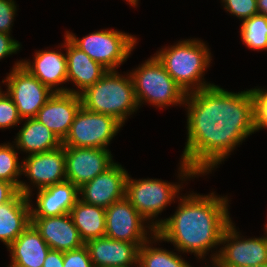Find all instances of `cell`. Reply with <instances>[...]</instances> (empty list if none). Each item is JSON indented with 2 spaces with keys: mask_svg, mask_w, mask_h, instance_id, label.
<instances>
[{
  "mask_svg": "<svg viewBox=\"0 0 267 267\" xmlns=\"http://www.w3.org/2000/svg\"><path fill=\"white\" fill-rule=\"evenodd\" d=\"M187 142L179 180L212 172L256 132L252 90L230 92L212 85L186 94Z\"/></svg>",
  "mask_w": 267,
  "mask_h": 267,
  "instance_id": "cell-1",
  "label": "cell"
},
{
  "mask_svg": "<svg viewBox=\"0 0 267 267\" xmlns=\"http://www.w3.org/2000/svg\"><path fill=\"white\" fill-rule=\"evenodd\" d=\"M214 193L200 195L193 192L180 196L174 215L155 221L160 241L170 242L178 252H191L202 260L210 250L212 253L213 248L217 249L232 220L227 196Z\"/></svg>",
  "mask_w": 267,
  "mask_h": 267,
  "instance_id": "cell-2",
  "label": "cell"
},
{
  "mask_svg": "<svg viewBox=\"0 0 267 267\" xmlns=\"http://www.w3.org/2000/svg\"><path fill=\"white\" fill-rule=\"evenodd\" d=\"M209 50L203 41L194 38L180 40L176 45L166 46L154 55L187 94L214 85L204 81V72L212 60Z\"/></svg>",
  "mask_w": 267,
  "mask_h": 267,
  "instance_id": "cell-3",
  "label": "cell"
},
{
  "mask_svg": "<svg viewBox=\"0 0 267 267\" xmlns=\"http://www.w3.org/2000/svg\"><path fill=\"white\" fill-rule=\"evenodd\" d=\"M82 107L95 113L113 116L122 125L139 109L130 73H107L79 94Z\"/></svg>",
  "mask_w": 267,
  "mask_h": 267,
  "instance_id": "cell-4",
  "label": "cell"
},
{
  "mask_svg": "<svg viewBox=\"0 0 267 267\" xmlns=\"http://www.w3.org/2000/svg\"><path fill=\"white\" fill-rule=\"evenodd\" d=\"M130 75L139 107L145 102L162 109L173 105L184 106L186 92L172 79L155 55L132 70Z\"/></svg>",
  "mask_w": 267,
  "mask_h": 267,
  "instance_id": "cell-5",
  "label": "cell"
},
{
  "mask_svg": "<svg viewBox=\"0 0 267 267\" xmlns=\"http://www.w3.org/2000/svg\"><path fill=\"white\" fill-rule=\"evenodd\" d=\"M65 36L108 71H116L125 63L137 44L135 36L113 29L95 31L82 39L70 31H66Z\"/></svg>",
  "mask_w": 267,
  "mask_h": 267,
  "instance_id": "cell-6",
  "label": "cell"
},
{
  "mask_svg": "<svg viewBox=\"0 0 267 267\" xmlns=\"http://www.w3.org/2000/svg\"><path fill=\"white\" fill-rule=\"evenodd\" d=\"M179 183L160 179H132L128 173L125 184V197L131 205L155 227V219L165 208L179 198ZM177 196V197H176ZM153 218V219H152ZM151 221V222H150Z\"/></svg>",
  "mask_w": 267,
  "mask_h": 267,
  "instance_id": "cell-7",
  "label": "cell"
},
{
  "mask_svg": "<svg viewBox=\"0 0 267 267\" xmlns=\"http://www.w3.org/2000/svg\"><path fill=\"white\" fill-rule=\"evenodd\" d=\"M123 125L113 116L95 113L81 107L71 124L63 146L108 149Z\"/></svg>",
  "mask_w": 267,
  "mask_h": 267,
  "instance_id": "cell-8",
  "label": "cell"
},
{
  "mask_svg": "<svg viewBox=\"0 0 267 267\" xmlns=\"http://www.w3.org/2000/svg\"><path fill=\"white\" fill-rule=\"evenodd\" d=\"M2 83L7 86L6 92L12 98L22 120L35 118L54 93L22 66V60L15 63Z\"/></svg>",
  "mask_w": 267,
  "mask_h": 267,
  "instance_id": "cell-9",
  "label": "cell"
},
{
  "mask_svg": "<svg viewBox=\"0 0 267 267\" xmlns=\"http://www.w3.org/2000/svg\"><path fill=\"white\" fill-rule=\"evenodd\" d=\"M221 245L211 259H218L226 267H250L267 264V234L262 237L244 239L233 221L222 234Z\"/></svg>",
  "mask_w": 267,
  "mask_h": 267,
  "instance_id": "cell-10",
  "label": "cell"
},
{
  "mask_svg": "<svg viewBox=\"0 0 267 267\" xmlns=\"http://www.w3.org/2000/svg\"><path fill=\"white\" fill-rule=\"evenodd\" d=\"M147 222L124 197L105 209V236L114 240L135 243L141 247L156 233V228Z\"/></svg>",
  "mask_w": 267,
  "mask_h": 267,
  "instance_id": "cell-11",
  "label": "cell"
},
{
  "mask_svg": "<svg viewBox=\"0 0 267 267\" xmlns=\"http://www.w3.org/2000/svg\"><path fill=\"white\" fill-rule=\"evenodd\" d=\"M66 181L80 188L115 162L109 149L64 146Z\"/></svg>",
  "mask_w": 267,
  "mask_h": 267,
  "instance_id": "cell-12",
  "label": "cell"
},
{
  "mask_svg": "<svg viewBox=\"0 0 267 267\" xmlns=\"http://www.w3.org/2000/svg\"><path fill=\"white\" fill-rule=\"evenodd\" d=\"M127 172L121 164L115 162L79 188V199L87 204L108 208L125 197Z\"/></svg>",
  "mask_w": 267,
  "mask_h": 267,
  "instance_id": "cell-13",
  "label": "cell"
},
{
  "mask_svg": "<svg viewBox=\"0 0 267 267\" xmlns=\"http://www.w3.org/2000/svg\"><path fill=\"white\" fill-rule=\"evenodd\" d=\"M22 162L23 176L25 175L37 190L66 181L63 145L51 151L27 155Z\"/></svg>",
  "mask_w": 267,
  "mask_h": 267,
  "instance_id": "cell-14",
  "label": "cell"
},
{
  "mask_svg": "<svg viewBox=\"0 0 267 267\" xmlns=\"http://www.w3.org/2000/svg\"><path fill=\"white\" fill-rule=\"evenodd\" d=\"M81 107L79 94L53 93L35 118L63 141Z\"/></svg>",
  "mask_w": 267,
  "mask_h": 267,
  "instance_id": "cell-15",
  "label": "cell"
},
{
  "mask_svg": "<svg viewBox=\"0 0 267 267\" xmlns=\"http://www.w3.org/2000/svg\"><path fill=\"white\" fill-rule=\"evenodd\" d=\"M31 224L52 250L67 252L85 245L69 213L53 217H31Z\"/></svg>",
  "mask_w": 267,
  "mask_h": 267,
  "instance_id": "cell-16",
  "label": "cell"
},
{
  "mask_svg": "<svg viewBox=\"0 0 267 267\" xmlns=\"http://www.w3.org/2000/svg\"><path fill=\"white\" fill-rule=\"evenodd\" d=\"M94 267H131L138 265L140 246L106 236L87 241Z\"/></svg>",
  "mask_w": 267,
  "mask_h": 267,
  "instance_id": "cell-17",
  "label": "cell"
},
{
  "mask_svg": "<svg viewBox=\"0 0 267 267\" xmlns=\"http://www.w3.org/2000/svg\"><path fill=\"white\" fill-rule=\"evenodd\" d=\"M34 60H22V66L54 93H68V88L59 87L67 82L66 53L54 50L36 51ZM59 85V86H58Z\"/></svg>",
  "mask_w": 267,
  "mask_h": 267,
  "instance_id": "cell-18",
  "label": "cell"
},
{
  "mask_svg": "<svg viewBox=\"0 0 267 267\" xmlns=\"http://www.w3.org/2000/svg\"><path fill=\"white\" fill-rule=\"evenodd\" d=\"M64 37L65 42L61 46L66 49L67 82L71 81L77 88H68V93L80 94L101 79L108 70L76 47L65 35Z\"/></svg>",
  "mask_w": 267,
  "mask_h": 267,
  "instance_id": "cell-19",
  "label": "cell"
},
{
  "mask_svg": "<svg viewBox=\"0 0 267 267\" xmlns=\"http://www.w3.org/2000/svg\"><path fill=\"white\" fill-rule=\"evenodd\" d=\"M36 207L30 204L31 217H53L69 213L79 197V188L64 181L37 190Z\"/></svg>",
  "mask_w": 267,
  "mask_h": 267,
  "instance_id": "cell-20",
  "label": "cell"
},
{
  "mask_svg": "<svg viewBox=\"0 0 267 267\" xmlns=\"http://www.w3.org/2000/svg\"><path fill=\"white\" fill-rule=\"evenodd\" d=\"M30 204L31 199L21 192L0 204V241L6 248L31 224Z\"/></svg>",
  "mask_w": 267,
  "mask_h": 267,
  "instance_id": "cell-21",
  "label": "cell"
},
{
  "mask_svg": "<svg viewBox=\"0 0 267 267\" xmlns=\"http://www.w3.org/2000/svg\"><path fill=\"white\" fill-rule=\"evenodd\" d=\"M7 250L11 254V263L17 267H42L50 247L30 224Z\"/></svg>",
  "mask_w": 267,
  "mask_h": 267,
  "instance_id": "cell-22",
  "label": "cell"
},
{
  "mask_svg": "<svg viewBox=\"0 0 267 267\" xmlns=\"http://www.w3.org/2000/svg\"><path fill=\"white\" fill-rule=\"evenodd\" d=\"M22 121L25 122L14 139L17 150L31 155L51 151L62 146L59 137L36 118Z\"/></svg>",
  "mask_w": 267,
  "mask_h": 267,
  "instance_id": "cell-23",
  "label": "cell"
},
{
  "mask_svg": "<svg viewBox=\"0 0 267 267\" xmlns=\"http://www.w3.org/2000/svg\"><path fill=\"white\" fill-rule=\"evenodd\" d=\"M69 214L84 243L105 236V208L78 199Z\"/></svg>",
  "mask_w": 267,
  "mask_h": 267,
  "instance_id": "cell-24",
  "label": "cell"
},
{
  "mask_svg": "<svg viewBox=\"0 0 267 267\" xmlns=\"http://www.w3.org/2000/svg\"><path fill=\"white\" fill-rule=\"evenodd\" d=\"M160 242L155 233L139 249V267H192L181 255L163 248L153 247L152 243ZM151 244V245H150Z\"/></svg>",
  "mask_w": 267,
  "mask_h": 267,
  "instance_id": "cell-25",
  "label": "cell"
},
{
  "mask_svg": "<svg viewBox=\"0 0 267 267\" xmlns=\"http://www.w3.org/2000/svg\"><path fill=\"white\" fill-rule=\"evenodd\" d=\"M9 142L0 144V180L13 183L25 196L32 197L31 185L18 180L22 176L23 162L18 160V150Z\"/></svg>",
  "mask_w": 267,
  "mask_h": 267,
  "instance_id": "cell-26",
  "label": "cell"
},
{
  "mask_svg": "<svg viewBox=\"0 0 267 267\" xmlns=\"http://www.w3.org/2000/svg\"><path fill=\"white\" fill-rule=\"evenodd\" d=\"M240 36L249 49L267 50V17L256 14L244 20L240 27Z\"/></svg>",
  "mask_w": 267,
  "mask_h": 267,
  "instance_id": "cell-27",
  "label": "cell"
},
{
  "mask_svg": "<svg viewBox=\"0 0 267 267\" xmlns=\"http://www.w3.org/2000/svg\"><path fill=\"white\" fill-rule=\"evenodd\" d=\"M17 107L5 91L0 92V129H9L22 123Z\"/></svg>",
  "mask_w": 267,
  "mask_h": 267,
  "instance_id": "cell-28",
  "label": "cell"
},
{
  "mask_svg": "<svg viewBox=\"0 0 267 267\" xmlns=\"http://www.w3.org/2000/svg\"><path fill=\"white\" fill-rule=\"evenodd\" d=\"M221 2L226 12L241 19L242 22L258 14L257 0H221Z\"/></svg>",
  "mask_w": 267,
  "mask_h": 267,
  "instance_id": "cell-29",
  "label": "cell"
},
{
  "mask_svg": "<svg viewBox=\"0 0 267 267\" xmlns=\"http://www.w3.org/2000/svg\"><path fill=\"white\" fill-rule=\"evenodd\" d=\"M254 100L256 131L267 128V90L264 88H251Z\"/></svg>",
  "mask_w": 267,
  "mask_h": 267,
  "instance_id": "cell-30",
  "label": "cell"
},
{
  "mask_svg": "<svg viewBox=\"0 0 267 267\" xmlns=\"http://www.w3.org/2000/svg\"><path fill=\"white\" fill-rule=\"evenodd\" d=\"M63 267H94L87 246L63 252Z\"/></svg>",
  "mask_w": 267,
  "mask_h": 267,
  "instance_id": "cell-31",
  "label": "cell"
},
{
  "mask_svg": "<svg viewBox=\"0 0 267 267\" xmlns=\"http://www.w3.org/2000/svg\"><path fill=\"white\" fill-rule=\"evenodd\" d=\"M17 5L14 0H0V32L11 34Z\"/></svg>",
  "mask_w": 267,
  "mask_h": 267,
  "instance_id": "cell-32",
  "label": "cell"
},
{
  "mask_svg": "<svg viewBox=\"0 0 267 267\" xmlns=\"http://www.w3.org/2000/svg\"><path fill=\"white\" fill-rule=\"evenodd\" d=\"M10 35L0 32V60L16 54L22 46L19 41L13 39Z\"/></svg>",
  "mask_w": 267,
  "mask_h": 267,
  "instance_id": "cell-33",
  "label": "cell"
},
{
  "mask_svg": "<svg viewBox=\"0 0 267 267\" xmlns=\"http://www.w3.org/2000/svg\"><path fill=\"white\" fill-rule=\"evenodd\" d=\"M18 192L13 183L0 180V204L10 201Z\"/></svg>",
  "mask_w": 267,
  "mask_h": 267,
  "instance_id": "cell-34",
  "label": "cell"
},
{
  "mask_svg": "<svg viewBox=\"0 0 267 267\" xmlns=\"http://www.w3.org/2000/svg\"><path fill=\"white\" fill-rule=\"evenodd\" d=\"M42 267H63V252L50 249Z\"/></svg>",
  "mask_w": 267,
  "mask_h": 267,
  "instance_id": "cell-35",
  "label": "cell"
},
{
  "mask_svg": "<svg viewBox=\"0 0 267 267\" xmlns=\"http://www.w3.org/2000/svg\"><path fill=\"white\" fill-rule=\"evenodd\" d=\"M258 14L267 17V0H257Z\"/></svg>",
  "mask_w": 267,
  "mask_h": 267,
  "instance_id": "cell-36",
  "label": "cell"
},
{
  "mask_svg": "<svg viewBox=\"0 0 267 267\" xmlns=\"http://www.w3.org/2000/svg\"><path fill=\"white\" fill-rule=\"evenodd\" d=\"M210 262L212 263V266H210V267H226L217 258L211 259ZM206 267H209V266L206 265Z\"/></svg>",
  "mask_w": 267,
  "mask_h": 267,
  "instance_id": "cell-37",
  "label": "cell"
},
{
  "mask_svg": "<svg viewBox=\"0 0 267 267\" xmlns=\"http://www.w3.org/2000/svg\"><path fill=\"white\" fill-rule=\"evenodd\" d=\"M129 4H130V6H137L138 5V1L139 0H126Z\"/></svg>",
  "mask_w": 267,
  "mask_h": 267,
  "instance_id": "cell-38",
  "label": "cell"
},
{
  "mask_svg": "<svg viewBox=\"0 0 267 267\" xmlns=\"http://www.w3.org/2000/svg\"><path fill=\"white\" fill-rule=\"evenodd\" d=\"M250 267H267V264L259 265V266H250Z\"/></svg>",
  "mask_w": 267,
  "mask_h": 267,
  "instance_id": "cell-39",
  "label": "cell"
},
{
  "mask_svg": "<svg viewBox=\"0 0 267 267\" xmlns=\"http://www.w3.org/2000/svg\"><path fill=\"white\" fill-rule=\"evenodd\" d=\"M8 267H17L16 265L10 263V265H8Z\"/></svg>",
  "mask_w": 267,
  "mask_h": 267,
  "instance_id": "cell-40",
  "label": "cell"
},
{
  "mask_svg": "<svg viewBox=\"0 0 267 267\" xmlns=\"http://www.w3.org/2000/svg\"><path fill=\"white\" fill-rule=\"evenodd\" d=\"M265 226V233L267 234V224L266 225H264Z\"/></svg>",
  "mask_w": 267,
  "mask_h": 267,
  "instance_id": "cell-41",
  "label": "cell"
}]
</instances>
